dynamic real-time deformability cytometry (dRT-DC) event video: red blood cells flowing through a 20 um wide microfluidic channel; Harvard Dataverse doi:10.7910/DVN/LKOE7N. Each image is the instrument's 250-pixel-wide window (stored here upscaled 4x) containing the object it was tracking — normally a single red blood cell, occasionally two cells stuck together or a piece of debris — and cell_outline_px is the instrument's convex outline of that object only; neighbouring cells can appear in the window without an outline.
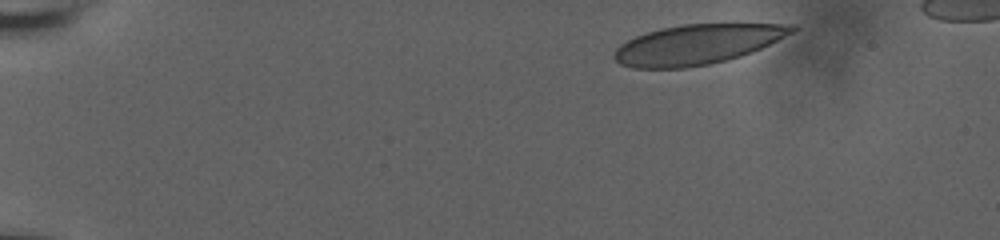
{"species": "human", "species_latin": "Homo sapiens", "temperature_condition": "room temperature", "stored_images_in_passage": 42, "camera_frame_rate_fps": 3000, "um_per_image_px": 0.085, "donor": {"sex": "male"}, "frame": {"image": 1, "passage_image": 1, "time_ms": 0.0, "image_size_px": [1000, 240], "cell_outline_px": [[800, 28], [752, 52], [740, 56], [708, 64], [684, 68], [632, 68], [620, 64], [612, 56], [616, 48], [620, 44], [636, 36], [660, 28], [684, 24], [796, 24]], "centroid_in_image_um": [59.23, 3.77], "position_along_channel_um": 25.8, "area_um2": 40.92}}
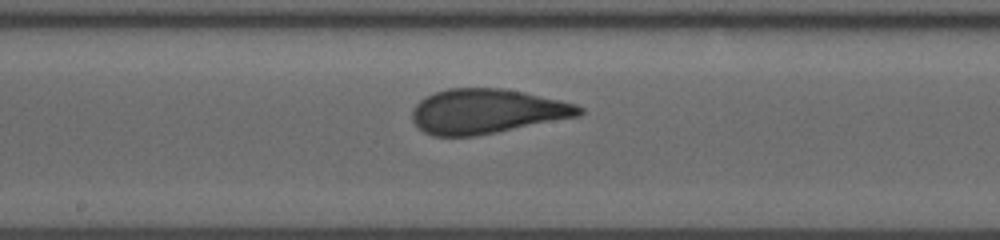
{"frame": {"image": 2, "passage_image": 24, "time_ms": 7.667, "image_size_px": [1000, 240], "cell_outline_px": [[584, 112], [580, 116], [476, 136], [432, 136], [424, 132], [412, 120], [412, 112], [416, 104], [420, 100], [436, 92], [448, 88], [504, 88], [524, 92], [560, 100], [576, 104], [584, 108]], "centroid_in_image_um": [41.4, 9.46], "position_along_channel_um": 206.8, "area_um2": 43.41}}
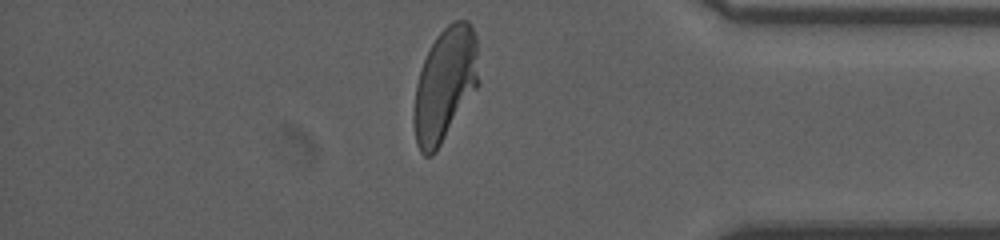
{"frame": {"image": 3, "passage_image": 41, "time_ms": 13.333, "image_size_px": [1000, 240], "cell_outline_px": [[480, 84], [436, 152], [432, 156], [424, 156], [420, 152], [416, 144], [412, 120], [412, 112], [416, 84], [420, 68], [436, 36], [448, 24], [456, 20], [468, 20], [476, 36], [480, 80]], "centroid_in_image_um": [37.82, 7.22], "position_along_channel_um": 397.4, "area_um2": 43.58}, "authors_computed_cell_mechanics": {"area_um2": 43.061, "velocity_mm_per_s": 3.7148, "shape_relaxation_time_tau1_ms": 7.8945, "shape_relaxation_time_tau2_ms": null, "deformation_change_tau1": 0.2235, "deformation_change_tau2": null}}